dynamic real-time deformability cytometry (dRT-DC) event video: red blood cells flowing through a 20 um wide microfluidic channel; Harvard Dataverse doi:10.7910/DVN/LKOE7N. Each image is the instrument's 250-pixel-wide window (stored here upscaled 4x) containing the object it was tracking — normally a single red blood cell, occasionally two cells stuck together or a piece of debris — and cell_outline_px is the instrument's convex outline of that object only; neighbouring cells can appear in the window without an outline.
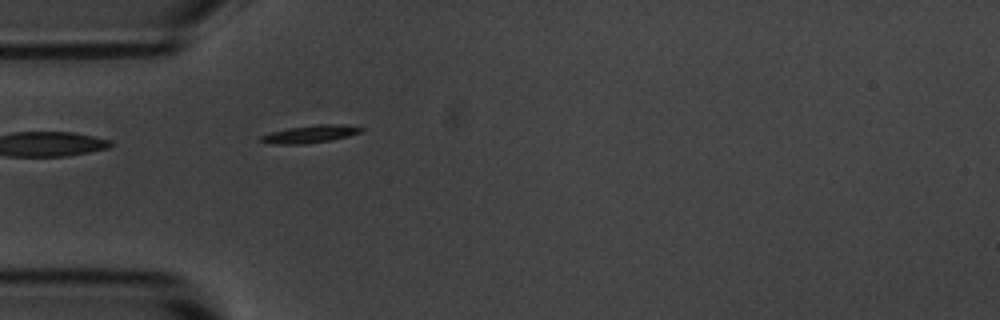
{"species": "common noctule bat (a hibernating species)", "species_latin": "Nyctalus noctula", "temperature_condition": "room temperature", "stored_images_in_passage": 1, "camera_frame_rate_fps": 3000, "um_per_image_px": 0.085, "animal": {"sex": "male", "body_mass_g": 20.1, "forearm_length_mm": 53.5}, "frame": {"image": 1, "passage_image": 1, "time_ms": 0.0, "image_size_px": [1000, 320], "cell_outline_px": [[364, 128], [360, 132], [348, 136], [328, 140], [304, 144], [272, 144], [260, 140], [260, 136], [272, 132], [288, 128], [316, 124], [340, 124]], "centroid_in_image_um": [26.34, 11.39], "position_along_channel_um": 58.7, "area_um2": 10.06}}